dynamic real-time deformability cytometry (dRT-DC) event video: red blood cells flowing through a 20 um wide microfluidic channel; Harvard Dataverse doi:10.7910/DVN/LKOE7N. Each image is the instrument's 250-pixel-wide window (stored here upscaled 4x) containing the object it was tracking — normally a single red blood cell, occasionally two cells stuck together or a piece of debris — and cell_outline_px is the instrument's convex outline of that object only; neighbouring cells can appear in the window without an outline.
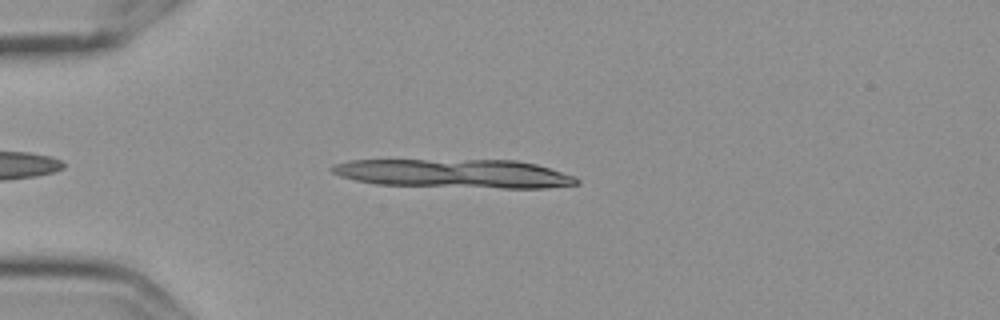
{"species": "Egyptian fruit bat (a non-hibernating species)", "species_latin": "Rousettus aegyptiacus", "temperature_condition": "cold", "stored_images_in_passage": 3, "segment_of_instrument_passage": [1, 2], "camera_frame_rate_fps": 3000, "um_per_image_px": 0.085, "frame": {"image": 1, "passage_image": 1, "time_ms": 0.0, "image_size_px": [1000, 320], "cell_outline_px": [[568, 184], [400, 184], [368, 180], [368, 160], [412, 160], [528, 164], [544, 168], [556, 172]], "centroid_in_image_um": [39.02, 14.7], "position_along_channel_um": 46.0, "area_um2": 29.42}}